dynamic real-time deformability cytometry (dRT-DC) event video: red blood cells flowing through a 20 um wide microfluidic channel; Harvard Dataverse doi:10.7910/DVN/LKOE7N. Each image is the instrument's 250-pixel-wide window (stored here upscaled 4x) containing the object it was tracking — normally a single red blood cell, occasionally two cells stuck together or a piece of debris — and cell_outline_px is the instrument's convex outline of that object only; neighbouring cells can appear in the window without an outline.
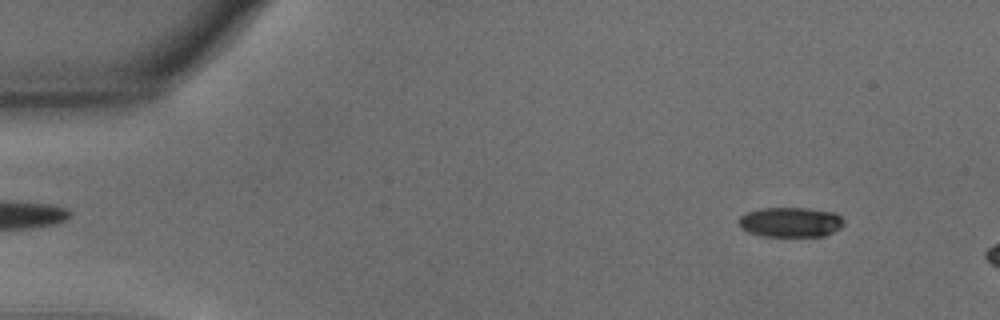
{"species": "common noctule bat (a hibernating species)", "species_latin": "Nyctalus noctula", "temperature_condition": "warm", "stored_images_in_passage": 12, "camera_frame_rate_fps": 3000, "um_per_image_px": 0.085, "animal": {"sex": "male", "body_mass_g": 15.6}, "frame": {"image": 1, "passage_image": 6, "time_ms": 1.667, "image_size_px": [1000, 320], "cell_outline_px": [[844, 224], [840, 228], [824, 236], [764, 236], [748, 232], [740, 228], [736, 220], [744, 212], [760, 208], [808, 208], [836, 212], [844, 220]], "centroid_in_image_um": [67.16, 18.87], "position_along_channel_um": 17.8, "area_um2": 18.61}}